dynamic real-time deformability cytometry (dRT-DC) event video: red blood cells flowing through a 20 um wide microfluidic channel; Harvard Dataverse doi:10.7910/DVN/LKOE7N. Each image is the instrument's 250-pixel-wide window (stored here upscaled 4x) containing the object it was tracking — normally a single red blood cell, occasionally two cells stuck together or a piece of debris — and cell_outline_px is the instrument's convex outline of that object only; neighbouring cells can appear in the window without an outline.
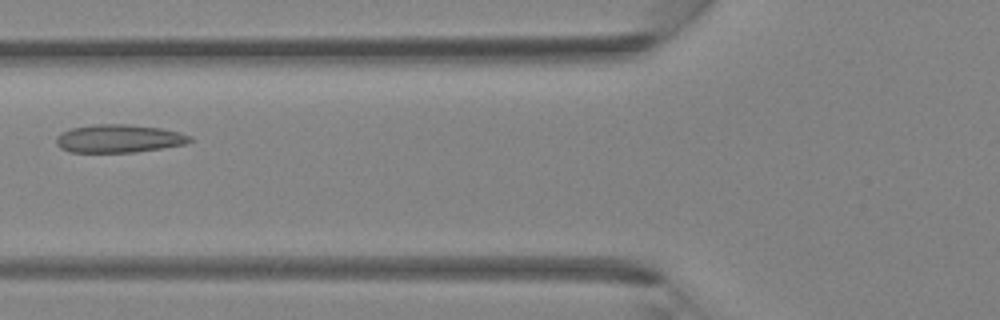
{"species": "Egyptian fruit bat (a non-hibernating species)", "species_latin": "Rousettus aegyptiacus", "temperature_condition": "room temperature", "stored_images_in_passage": 39, "camera_frame_rate_fps": 3000, "um_per_image_px": 0.085, "animal": {"sex": "female"}, "frame": {"image": 1, "passage_image": 15, "time_ms": 4.667, "image_size_px": [1000, 320], "cell_outline_px": [[192, 140], [184, 144], [136, 152], [72, 152], [60, 148], [56, 144], [56, 136], [60, 132], [72, 128], [96, 124], [128, 124], [160, 128], [180, 132], [192, 136]], "centroid_in_image_um": [10.08, 11.77], "position_along_channel_um": 115.7, "area_um2": 21.85}}
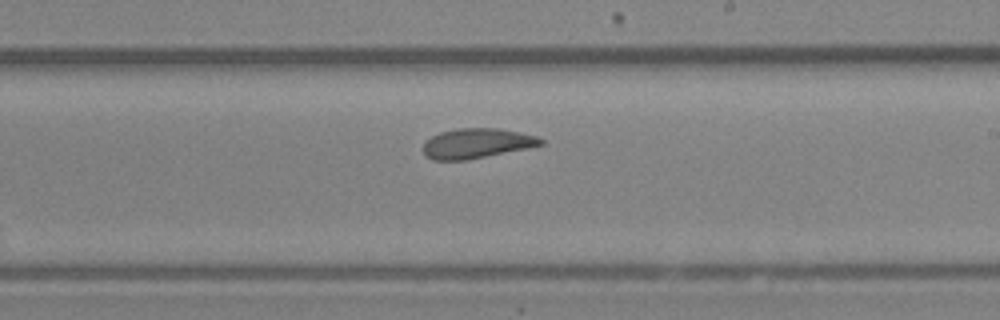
{"frame": {"image": 2, "passage_image": 23, "time_ms": 7.333, "image_size_px": [1000, 320], "cell_outline_px": [[544, 144], [528, 148], [464, 160], [432, 160], [424, 156], [424, 140], [440, 132], [456, 128], [496, 128], [536, 136], [544, 140]], "centroid_in_image_um": [40.47, 12.18], "position_along_channel_um": 248.5, "area_um2": 20.35}}
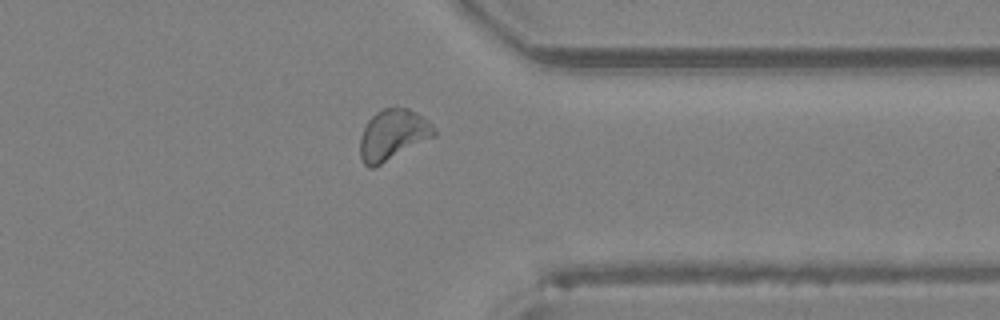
{"frame": {"image": 3, "passage_image": 31, "time_ms": 10.0, "image_size_px": [1000, 320], "cell_outline_px": [[436, 136], [372, 168], [368, 168], [364, 164], [360, 156], [360, 136], [368, 120], [376, 112], [384, 108], [396, 104], [408, 108], [416, 112], [428, 120], [432, 124], [436, 132]], "centroid_in_image_um": [33.4, 11.41], "position_along_channel_um": 378.0, "area_um2": 22.08}}